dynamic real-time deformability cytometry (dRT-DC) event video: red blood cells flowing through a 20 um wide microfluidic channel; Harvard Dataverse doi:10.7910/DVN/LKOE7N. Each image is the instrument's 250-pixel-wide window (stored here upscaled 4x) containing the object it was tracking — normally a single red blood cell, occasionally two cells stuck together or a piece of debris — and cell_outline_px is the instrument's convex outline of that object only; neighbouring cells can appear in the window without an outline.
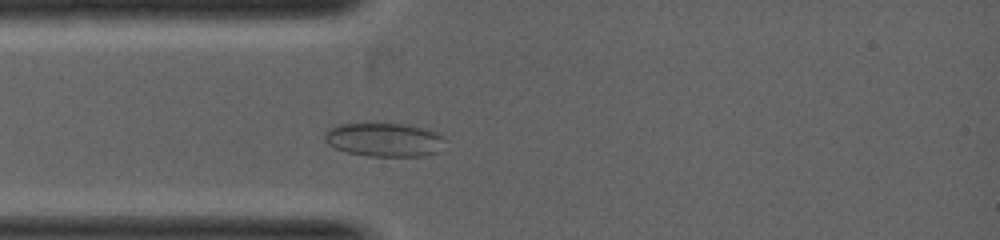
{"species": "common noctule bat (a hibernating species)", "species_latin": "Nyctalus noctula", "temperature_condition": "warm", "stored_images_in_passage": 2, "camera_frame_rate_fps": 5000, "um_per_image_px": 0.085, "animal": {"sex": "female", "body_mass_g": 19.0, "forearm_length_mm": 53.3}, "frame": {"image": 1, "passage_image": 2, "time_ms": 1.0, "image_size_px": [1000, 240], "cell_outline_px": [[440, 136], [436, 152], [420, 156], [368, 156], [348, 152], [336, 148], [328, 144], [324, 140], [324, 132], [328, 128], [340, 124], [404, 124], [420, 128], [432, 132]], "centroid_in_image_um": [32.49, 11.88], "position_along_channel_um": 52.5, "area_um2": 22.77}}